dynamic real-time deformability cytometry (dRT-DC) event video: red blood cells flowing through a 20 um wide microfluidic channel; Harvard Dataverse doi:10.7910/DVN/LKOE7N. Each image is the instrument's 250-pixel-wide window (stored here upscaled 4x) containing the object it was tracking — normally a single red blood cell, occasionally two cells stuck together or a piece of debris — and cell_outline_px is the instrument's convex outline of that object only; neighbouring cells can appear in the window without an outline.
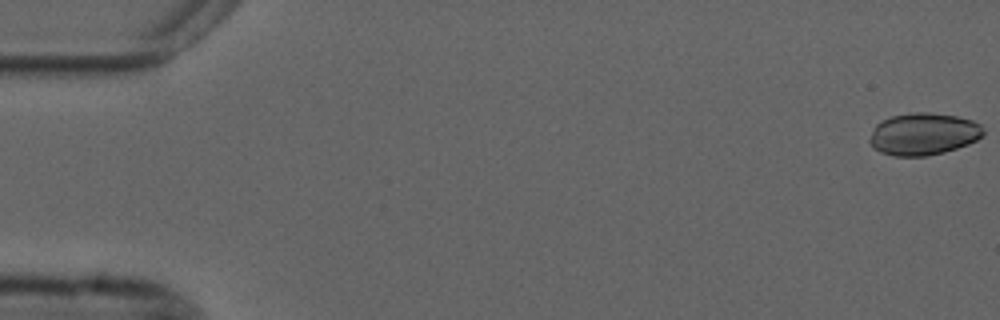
{"species": "common noctule bat (a hibernating species)", "species_latin": "Nyctalus noctula", "temperature_condition": "cold", "stored_images_in_passage": 55, "camera_frame_rate_fps": 3000, "um_per_image_px": 0.085, "animal": {"sex": "male", "forearm_length_mm": 52.5}, "frame": {"image": 1, "passage_image": 1, "time_ms": 0.0, "image_size_px": [1000, 320], "cell_outline_px": [[984, 136], [968, 144], [944, 152], [928, 156], [896, 156], [880, 152], [872, 148], [868, 140], [876, 124], [892, 116], [912, 112], [932, 112], [956, 116], [972, 120], [980, 124], [984, 128]], "centroid_in_image_um": [78.5, 11.39], "position_along_channel_um": 6.5, "area_um2": 28.09}}
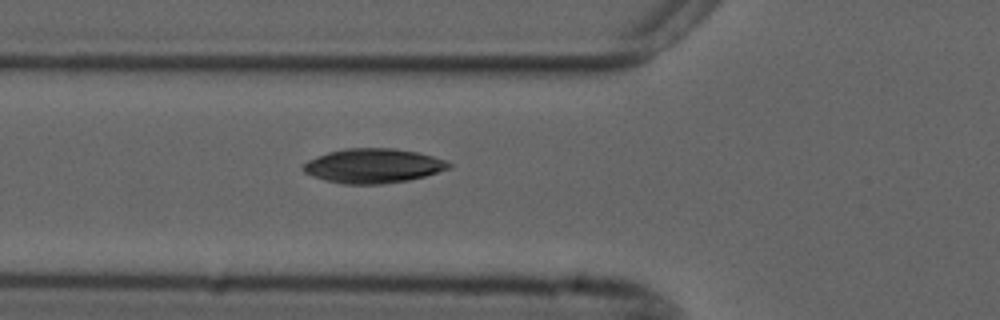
{"frame": {"image": 2, "passage_image": 20, "time_ms": 6.333, "image_size_px": [1000, 320], "cell_outline_px": [[452, 168], [424, 176], [408, 180], [380, 184], [344, 184], [324, 180], [312, 176], [304, 172], [300, 168], [308, 160], [328, 152], [344, 148], [396, 148], [416, 152], [432, 156], [444, 160], [452, 164]], "centroid_in_image_um": [31.7, 14.09], "position_along_channel_um": 94.1, "area_um2": 29.25}}
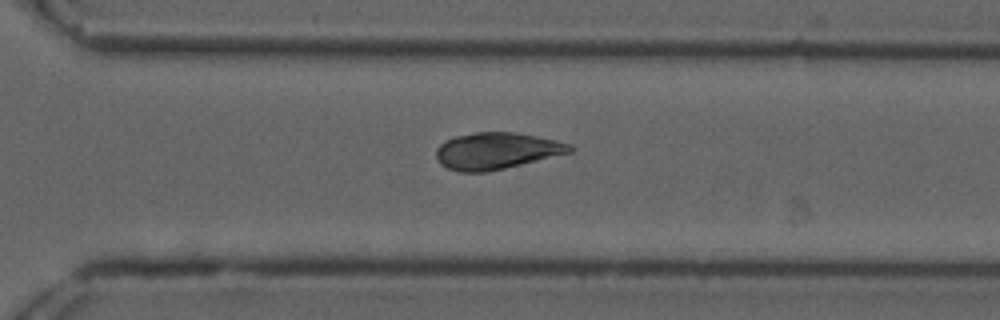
{"frame": {"image": 3, "passage_image": 39, "time_ms": 12.667, "image_size_px": [1000, 320], "cell_outline_px": [[572, 152], [488, 172], [460, 172], [448, 168], [440, 164], [436, 160], [436, 148], [444, 140], [456, 136], [476, 132], [516, 132], [556, 140], [572, 144]], "centroid_in_image_um": [42.18, 12.82], "position_along_channel_um": 328.4, "area_um2": 28.61}, "authors_computed_cell_mechanics": {"area_um2": 28.611, "velocity_mm_per_s": 3.6984, "shape_relaxation_time_tau1_ms": 5.7972, "shape_relaxation_time_tau2_ms": null, "deformation_change_tau1": 0.0627, "deformation_change_tau2": null}}